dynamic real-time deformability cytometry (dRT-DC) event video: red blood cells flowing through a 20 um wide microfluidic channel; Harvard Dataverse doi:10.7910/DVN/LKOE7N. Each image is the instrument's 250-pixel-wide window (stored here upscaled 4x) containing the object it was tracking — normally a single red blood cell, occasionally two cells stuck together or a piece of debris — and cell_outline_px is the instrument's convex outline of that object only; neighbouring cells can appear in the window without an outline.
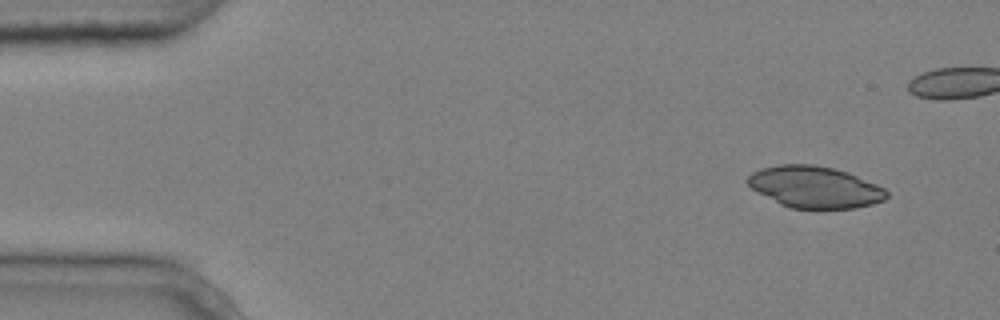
{"species": "common noctule bat (a hibernating species)", "species_latin": "Nyctalus noctula", "temperature_condition": "cold", "stored_images_in_passage": 5, "camera_frame_rate_fps": 3000, "um_per_image_px": 0.085, "animal": {"sex": "male", "body_mass_g": 20.4}, "frame": {"image": 1, "passage_image": 1, "time_ms": 0.0, "image_size_px": [1000, 320], "cell_outline_px": [[888, 196], [884, 200], [872, 204], [852, 208], [792, 208], [780, 204], [756, 192], [744, 180], [752, 172], [760, 168], [780, 164], [816, 164], [848, 172], [876, 184], [884, 188], [888, 192]], "centroid_in_image_um": [69.22, 15.89], "position_along_channel_um": 15.8, "area_um2": 33.76}}